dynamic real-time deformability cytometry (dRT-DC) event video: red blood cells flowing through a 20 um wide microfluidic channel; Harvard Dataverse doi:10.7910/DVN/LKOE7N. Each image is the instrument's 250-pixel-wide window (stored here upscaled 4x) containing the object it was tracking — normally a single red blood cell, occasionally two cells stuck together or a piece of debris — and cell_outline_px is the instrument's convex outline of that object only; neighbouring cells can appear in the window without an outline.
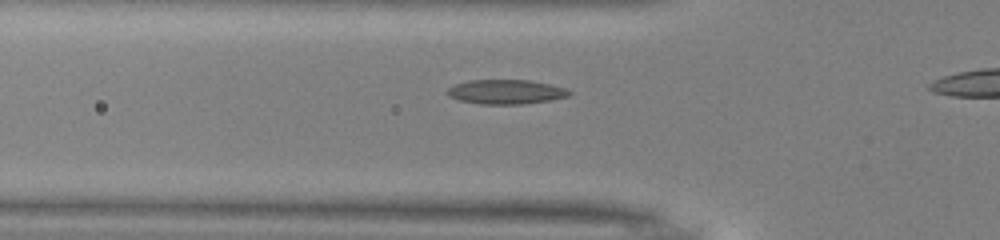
{"species": "common noctule bat (a hibernating species)", "species_latin": "Nyctalus noctula", "temperature_condition": "warm", "stored_images_in_passage": 27, "camera_frame_rate_fps": 3000, "um_per_image_px": 0.085, "animal": {"sex": "male", "body_mass_g": 13.0, "forearm_length_mm": 53.1}, "frame": {"image": 1, "passage_image": 3, "time_ms": 0.667, "image_size_px": [1000, 240], "cell_outline_px": [[572, 92], [568, 96], [548, 100], [520, 104], [480, 104], [460, 100], [448, 96], [444, 92], [448, 88], [456, 84], [468, 80], [528, 80], [548, 84], [564, 88]], "centroid_in_image_um": [42.94, 7.8], "position_along_channel_um": 82.9, "area_um2": 17.17}}
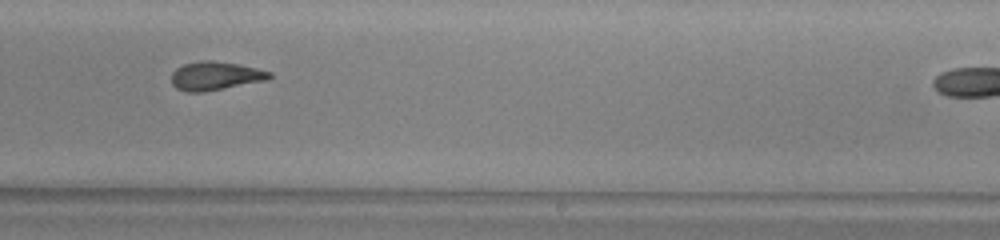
{"frame": {"image": 2, "passage_image": 17, "time_ms": 5.333, "image_size_px": [1000, 240], "cell_outline_px": [[272, 76], [268, 80], [204, 92], [188, 92], [176, 88], [172, 84], [172, 72], [176, 68], [184, 64], [200, 60], [212, 60], [236, 64], [256, 68], [272, 72]], "centroid_in_image_um": [18.3, 6.45], "position_along_channel_um": 270.7, "area_um2": 16.36}}
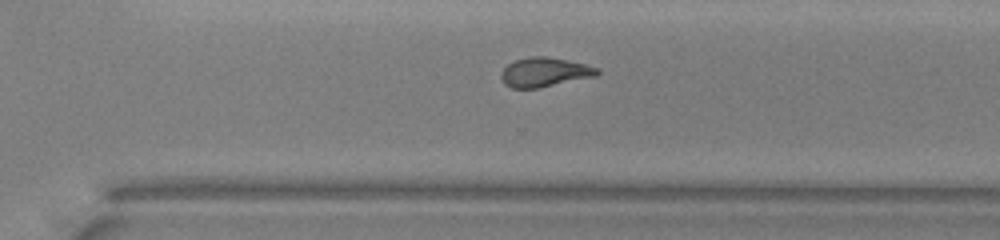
{"frame": {"image": 3, "passage_image": 21, "time_ms": 6.667, "image_size_px": [1000, 240], "cell_outline_px": [[600, 72], [596, 76], [536, 88], [512, 88], [504, 84], [500, 76], [500, 72], [508, 64], [516, 60], [532, 56], [544, 56], [584, 64], [600, 68]], "centroid_in_image_um": [46.27, 6.14], "position_along_channel_um": 324.3, "area_um2": 16.18}}